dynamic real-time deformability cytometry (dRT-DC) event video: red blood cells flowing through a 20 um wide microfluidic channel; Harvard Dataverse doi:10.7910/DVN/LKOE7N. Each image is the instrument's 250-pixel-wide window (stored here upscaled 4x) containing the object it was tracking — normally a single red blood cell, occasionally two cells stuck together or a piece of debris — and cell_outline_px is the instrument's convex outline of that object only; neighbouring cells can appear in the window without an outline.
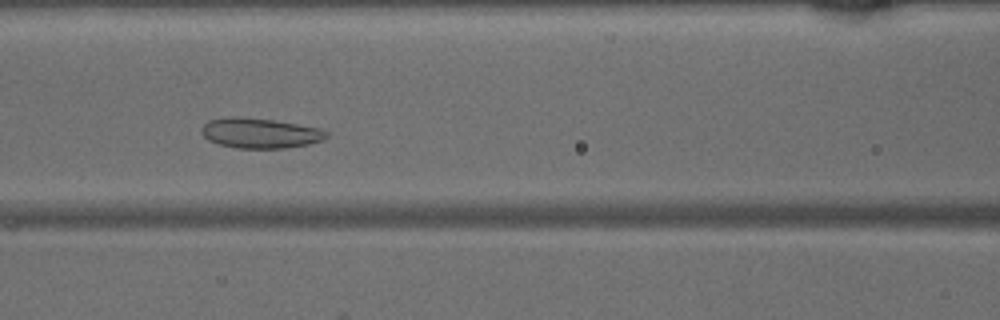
{"species": "common noctule bat (a hibernating species)", "species_latin": "Nyctalus noctula", "temperature_condition": "warm", "stored_images_in_passage": 50, "camera_frame_rate_fps": 3000, "um_per_image_px": 0.085, "animal": {"sex": "male", "body_mass_g": 15.6}, "frame": {"image": 1, "passage_image": 22, "time_ms": 7.0, "image_size_px": [1000, 320], "cell_outline_px": [[328, 136], [324, 140], [308, 144], [284, 148], [236, 148], [220, 144], [208, 140], [200, 132], [200, 128], [208, 120], [232, 116], [236, 116], [272, 120], [320, 128], [328, 132]], "centroid_in_image_um": [22.08, 11.31], "position_along_channel_um": 144.5, "area_um2": 21.91}}
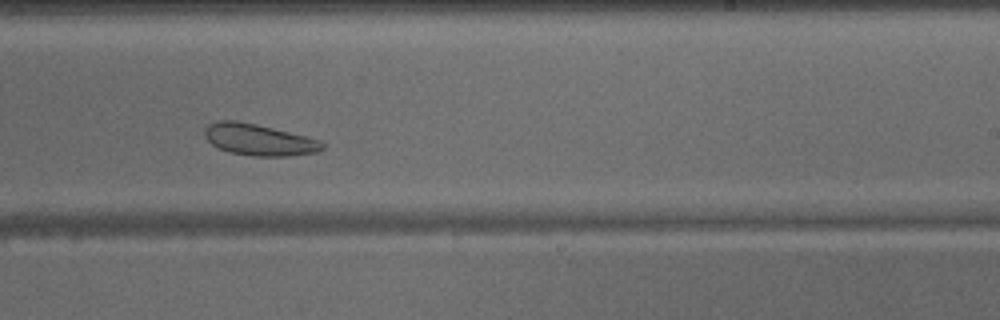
{"frame": {"image": 2, "passage_image": 31, "time_ms": 10.0, "image_size_px": [1000, 320], "cell_outline_px": [[324, 148], [316, 152], [288, 156], [252, 156], [228, 152], [212, 144], [204, 136], [204, 128], [208, 124], [220, 120], [236, 120], [256, 124], [320, 140], [324, 144]], "centroid_in_image_um": [21.97, 11.88], "position_along_channel_um": 267.0, "area_um2": 21.44}}
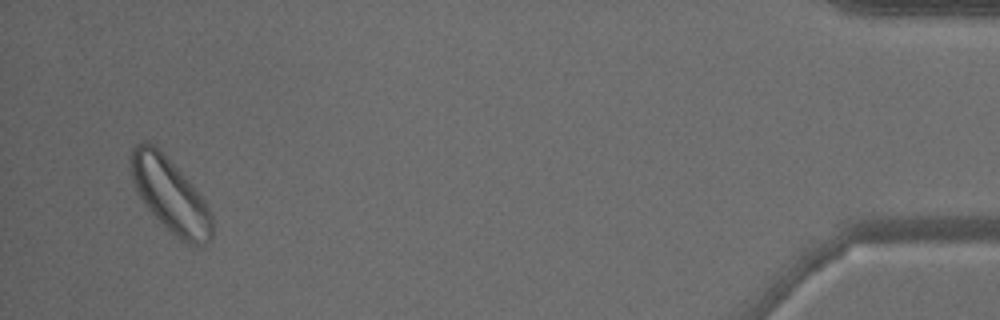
{"frame": {"image": 3, "passage_image": 48, "time_ms": 15.667, "image_size_px": [1000, 320], "cell_outline_px": [[212, 240], [196, 248], [180, 240], [164, 228], [144, 204], [136, 192], [132, 180], [128, 156], [132, 144], [144, 140], [148, 140], [188, 180], [200, 196], [208, 208], [212, 216]], "centroid_in_image_um": [14.41, 16.61], "position_along_channel_um": 420.8, "area_um2": 35.32}}